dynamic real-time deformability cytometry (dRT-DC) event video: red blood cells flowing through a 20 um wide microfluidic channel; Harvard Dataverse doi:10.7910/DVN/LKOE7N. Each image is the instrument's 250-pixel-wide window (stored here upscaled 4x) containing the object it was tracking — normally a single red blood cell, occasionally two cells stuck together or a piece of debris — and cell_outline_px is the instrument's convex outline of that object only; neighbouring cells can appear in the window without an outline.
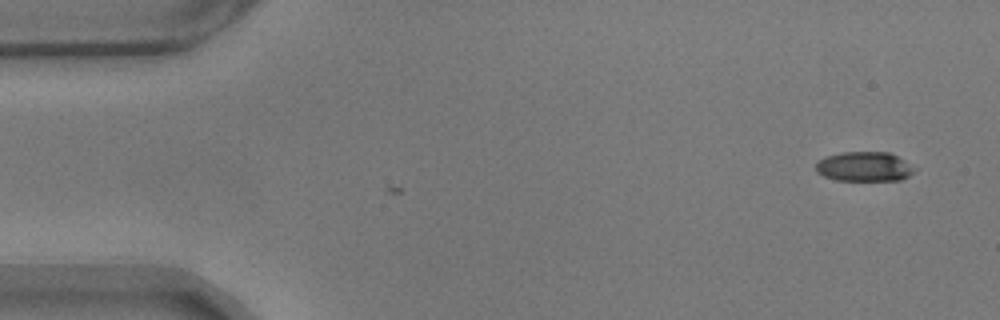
{"species": "common noctule bat (a hibernating species)", "species_latin": "Nyctalus noctula", "temperature_condition": "warm", "stored_images_in_passage": 3, "camera_frame_rate_fps": 3000, "um_per_image_px": 0.085, "animal": {"sex": "male", "body_mass_g": 17.9}, "frame": {"image": 1, "passage_image": 1, "time_ms": 0.0, "image_size_px": [1000, 320], "cell_outline_px": [[916, 168], [908, 176], [900, 180], [836, 180], [824, 176], [816, 172], [816, 160], [828, 156], [844, 152], [888, 152], [904, 160]], "centroid_in_image_um": [73.44, 14.16], "position_along_channel_um": 11.6, "area_um2": 16.88}}